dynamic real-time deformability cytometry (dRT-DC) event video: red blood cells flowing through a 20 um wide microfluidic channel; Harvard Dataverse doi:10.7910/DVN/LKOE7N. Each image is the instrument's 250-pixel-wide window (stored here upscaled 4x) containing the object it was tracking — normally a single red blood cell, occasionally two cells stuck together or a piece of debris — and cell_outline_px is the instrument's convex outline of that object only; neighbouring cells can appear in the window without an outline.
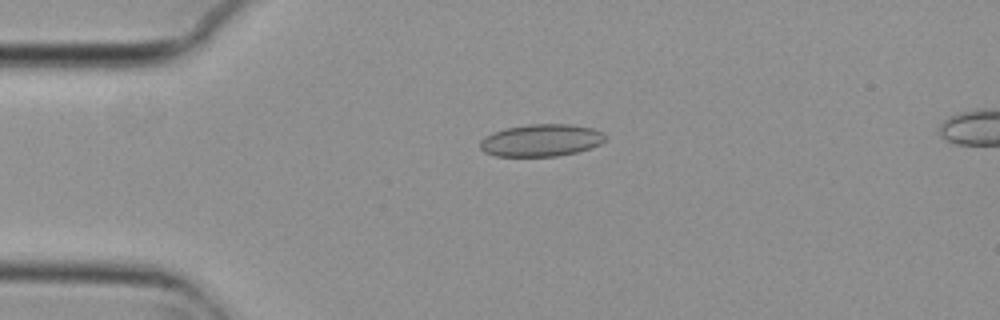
{"species": "common noctule bat (a hibernating species)", "species_latin": "Nyctalus noctula", "temperature_condition": "cold", "stored_images_in_passage": 5, "camera_frame_rate_fps": 3000, "um_per_image_px": 0.085, "animal": {"sex": "female", "body_mass_g": 29.2, "forearm_length_mm": 56.3}, "frame": {"image": 1, "passage_image": 3, "time_ms": 0.667, "image_size_px": [1000, 320], "cell_outline_px": [[608, 136], [600, 144], [576, 152], [556, 156], [496, 156], [484, 152], [480, 148], [480, 140], [484, 136], [492, 132], [504, 128], [528, 124], [572, 124], [592, 128]], "centroid_in_image_um": [45.96, 11.92], "position_along_channel_um": 39.0, "area_um2": 23.58}}